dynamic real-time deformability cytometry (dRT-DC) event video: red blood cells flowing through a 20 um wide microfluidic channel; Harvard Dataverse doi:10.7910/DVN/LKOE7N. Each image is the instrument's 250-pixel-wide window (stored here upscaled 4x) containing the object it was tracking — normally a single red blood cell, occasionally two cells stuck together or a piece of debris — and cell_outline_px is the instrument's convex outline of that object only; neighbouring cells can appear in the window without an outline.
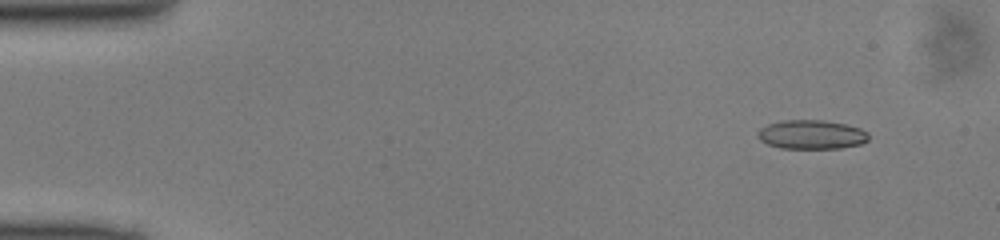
{"species": "common noctule bat (a hibernating species)", "species_latin": "Nyctalus noctula", "temperature_condition": "cold", "stored_images_in_passage": 49, "camera_frame_rate_fps": 3000, "um_per_image_px": 0.085, "animal": {"sex": "male", "body_mass_g": 13.0, "forearm_length_mm": 53.1}, "frame": {"image": 1, "passage_image": 5, "time_ms": 1.333, "image_size_px": [1000, 240], "cell_outline_px": [[868, 140], [860, 144], [840, 148], [780, 148], [768, 144], [760, 140], [756, 136], [756, 132], [760, 128], [768, 124], [780, 120], [824, 120], [848, 124], [860, 128], [868, 132]], "centroid_in_image_um": [68.96, 11.42], "position_along_channel_um": 16.0, "area_um2": 18.96}}
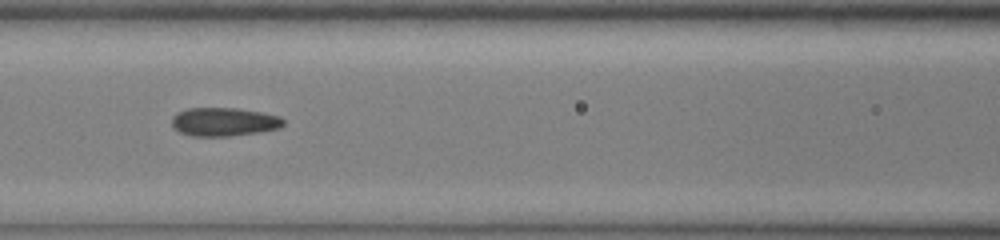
{"frame": {"image": 2, "passage_image": 22, "time_ms": 7.0, "image_size_px": [1000, 240], "cell_outline_px": [[284, 124], [280, 128], [260, 132], [228, 136], [192, 136], [180, 132], [172, 124], [172, 116], [176, 112], [188, 108], [236, 108], [260, 112], [280, 116], [284, 120]], "centroid_in_image_um": [19.04, 10.35], "position_along_channel_um": 147.6, "area_um2": 18.55}}
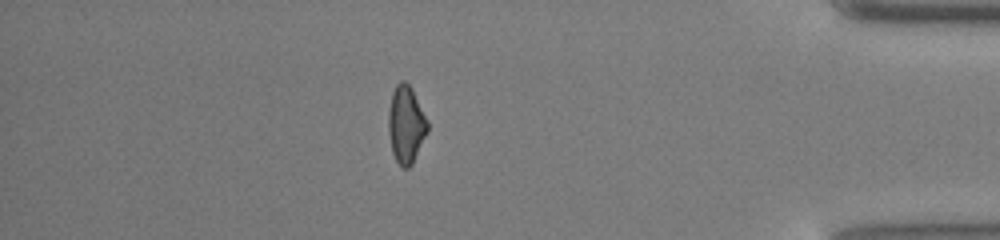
{"frame": {"image": 3, "passage_image": 43, "time_ms": 14.0, "image_size_px": [1000, 240], "cell_outline_px": [[428, 132], [412, 164], [408, 168], [404, 168], [396, 160], [392, 152], [388, 132], [388, 112], [392, 92], [396, 84], [400, 80], [404, 80], [412, 88], [428, 120]], "centroid_in_image_um": [34.51, 10.56], "position_along_channel_um": 400.7, "area_um2": 17.8}}